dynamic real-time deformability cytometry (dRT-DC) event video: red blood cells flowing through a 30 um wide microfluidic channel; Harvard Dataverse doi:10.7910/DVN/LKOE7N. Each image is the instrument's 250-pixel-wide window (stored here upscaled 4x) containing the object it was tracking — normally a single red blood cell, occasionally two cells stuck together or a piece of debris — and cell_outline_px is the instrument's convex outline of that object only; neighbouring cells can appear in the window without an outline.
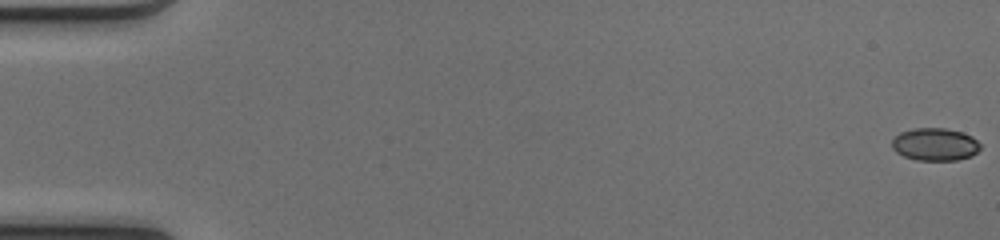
{"species": "common noctule bat (a hibernating species)", "species_latin": "Nyctalus noctula", "temperature_condition": "cold", "stored_images_in_passage": 51, "camera_frame_rate_fps": 3000, "um_per_image_px": 0.085, "animal": {"sex": "female", "body_mass_g": 17.0, "forearm_length_mm": 48.0}, "frame": {"image": 1, "passage_image": 1, "time_ms": 0.0, "image_size_px": [1000, 240], "cell_outline_px": [[980, 148], [972, 156], [956, 160], [916, 160], [904, 156], [896, 152], [892, 148], [892, 140], [900, 132], [912, 128], [944, 128], [964, 132], [972, 136], [980, 144]], "centroid_in_image_um": [79.47, 12.26], "position_along_channel_um": 5.5, "area_um2": 16.88}}
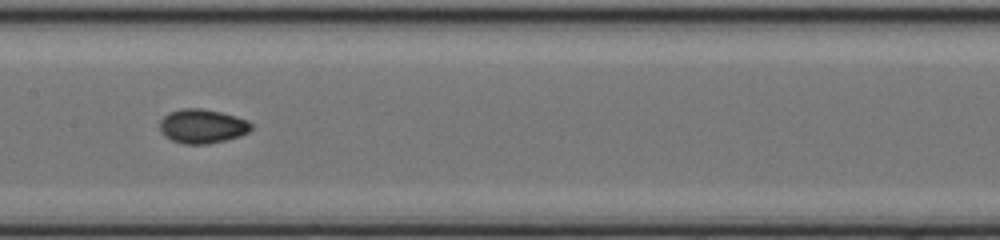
{"frame": {"image": 2, "passage_image": 27, "time_ms": 8.667, "image_size_px": [1000, 240], "cell_outline_px": [[252, 128], [248, 132], [240, 136], [208, 144], [184, 144], [172, 140], [164, 136], [160, 132], [160, 120], [168, 112], [180, 108], [200, 108], [220, 112], [236, 116], [248, 120], [252, 124]], "centroid_in_image_um": [17.18, 10.72], "position_along_channel_um": 190.2, "area_um2": 18.32}}
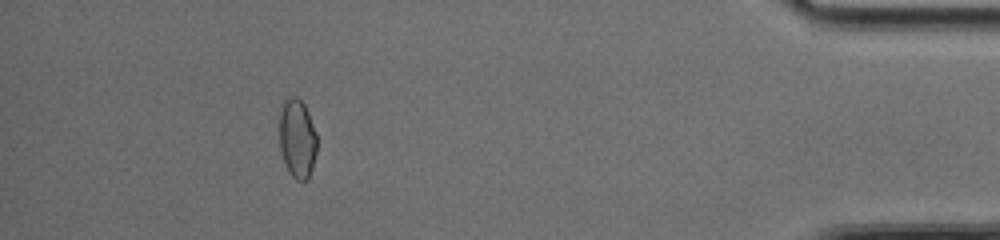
{"frame": {"image": 3, "passage_image": 47, "time_ms": 15.333, "image_size_px": [1000, 240], "cell_outline_px": [[316, 152], [312, 168], [308, 180], [296, 180], [288, 172], [284, 164], [280, 148], [280, 104], [288, 96], [296, 96], [304, 104], [308, 112], [316, 132]], "centroid_in_image_um": [25.25, 11.76], "position_along_channel_um": 409.9, "area_um2": 17.51}, "authors_computed_cell_mechanics": {"area_um2": 17.2244, "velocity_mm_per_s": 4.1379, "shape_relaxation_time_tau1_ms": 3.7044, "shape_relaxation_time_tau2_ms": 2.5937, "deformation_change_tau1": 0.105, "deformation_change_tau2": 0.048}}